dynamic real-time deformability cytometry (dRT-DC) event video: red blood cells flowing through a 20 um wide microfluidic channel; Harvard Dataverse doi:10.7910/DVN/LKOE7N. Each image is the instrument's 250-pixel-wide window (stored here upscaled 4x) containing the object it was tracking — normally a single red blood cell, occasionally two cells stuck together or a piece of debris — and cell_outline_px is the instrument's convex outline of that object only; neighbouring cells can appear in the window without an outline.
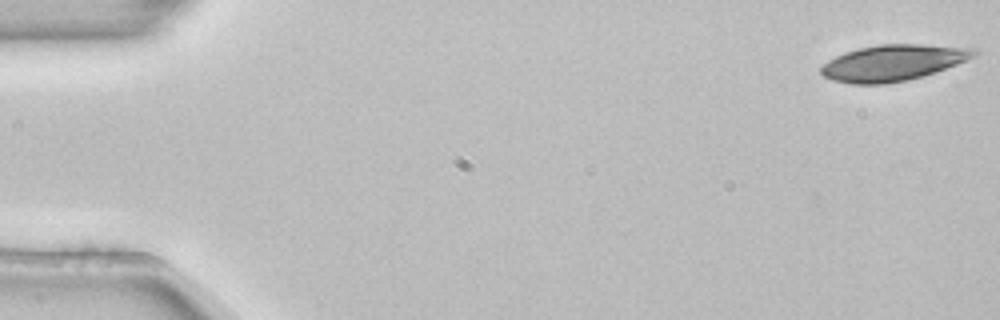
{"species": "common noctule bat (a hibernating species)", "species_latin": "Nyctalus noctula", "temperature_condition": "room temperature", "stored_images_in_passage": 53, "camera_frame_rate_fps": 3000, "um_per_image_px": 0.085, "animal": {"sex": "female", "body_mass_g": 22.7, "forearm_length_mm": 54.2}, "frame": {"image": 1, "passage_image": 1, "time_ms": 0.0, "image_size_px": [1000, 320], "cell_outline_px": [[976, 56], [936, 72], [908, 80], [888, 84], [848, 84], [832, 80], [824, 76], [820, 72], [820, 68], [828, 60], [844, 52], [860, 48], [880, 44], [920, 44], [972, 48], [976, 52]], "centroid_in_image_um": [75.87, 5.35], "position_along_channel_um": 9.1, "area_um2": 32.08}}